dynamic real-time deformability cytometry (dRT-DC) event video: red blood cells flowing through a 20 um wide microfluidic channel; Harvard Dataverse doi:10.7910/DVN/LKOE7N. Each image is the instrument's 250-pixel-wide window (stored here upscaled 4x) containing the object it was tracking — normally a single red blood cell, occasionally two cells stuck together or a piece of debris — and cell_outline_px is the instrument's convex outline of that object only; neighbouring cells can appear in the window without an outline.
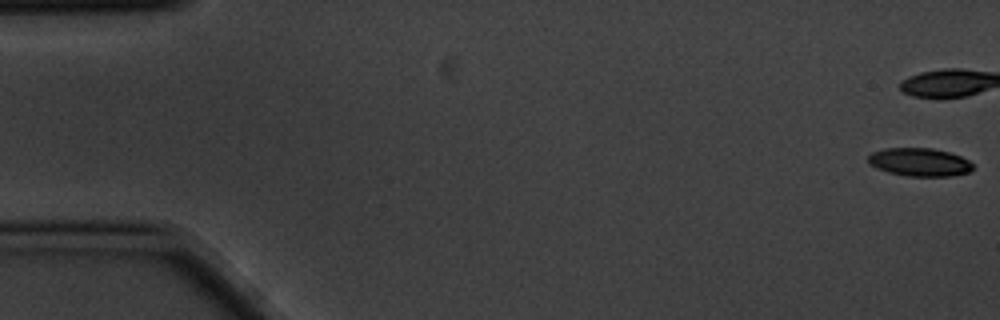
{"species": "common noctule bat (a hibernating species)", "species_latin": "Nyctalus noctula", "temperature_condition": "cold", "stored_images_in_passage": 5, "camera_frame_rate_fps": 3000, "um_per_image_px": 0.085, "animal": {"sex": "male", "body_mass_g": 20.1, "forearm_length_mm": 53.5}, "frame": {"image": 1, "passage_image": 1, "time_ms": 0.0, "image_size_px": [1000, 320], "cell_outline_px": [[972, 168], [968, 172], [952, 176], [908, 176], [888, 172], [876, 168], [868, 164], [868, 156], [872, 152], [884, 148], [932, 148], [948, 152], [960, 156], [968, 160], [972, 164]], "centroid_in_image_um": [78.12, 13.78], "position_along_channel_um": 6.9, "area_um2": 17.17}}